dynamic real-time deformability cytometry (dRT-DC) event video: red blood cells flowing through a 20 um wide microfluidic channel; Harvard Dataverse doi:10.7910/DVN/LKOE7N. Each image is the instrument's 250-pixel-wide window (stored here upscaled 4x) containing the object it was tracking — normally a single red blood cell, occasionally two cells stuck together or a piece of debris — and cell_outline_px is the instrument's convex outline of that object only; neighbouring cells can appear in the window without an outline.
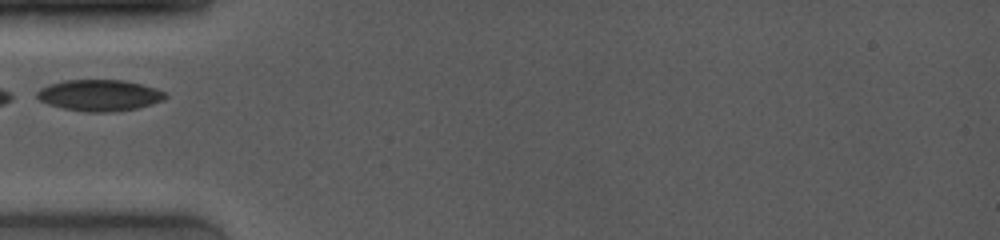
{"species": "common noctule bat (a hibernating species)", "species_latin": "Nyctalus noctula", "temperature_condition": "room temperature", "stored_images_in_passage": 20, "camera_frame_rate_fps": 4000, "um_per_image_px": 0.085, "animal": {"sex": "female", "body_mass_g": 19.0, "forearm_length_mm": 53.3}, "frame": {"image": 1, "passage_image": 1, "time_ms": 0.0, "image_size_px": [1000, 240], "cell_outline_px": [[168, 96], [164, 100], [152, 104], [136, 108], [116, 112], [84, 112], [64, 108], [48, 104], [40, 100], [36, 96], [36, 92], [40, 88], [48, 84], [64, 80], [124, 80], [156, 88], [164, 92]], "centroid_in_image_um": [8.45, 8.1], "position_along_channel_um": 76.6, "area_um2": 23.52}}